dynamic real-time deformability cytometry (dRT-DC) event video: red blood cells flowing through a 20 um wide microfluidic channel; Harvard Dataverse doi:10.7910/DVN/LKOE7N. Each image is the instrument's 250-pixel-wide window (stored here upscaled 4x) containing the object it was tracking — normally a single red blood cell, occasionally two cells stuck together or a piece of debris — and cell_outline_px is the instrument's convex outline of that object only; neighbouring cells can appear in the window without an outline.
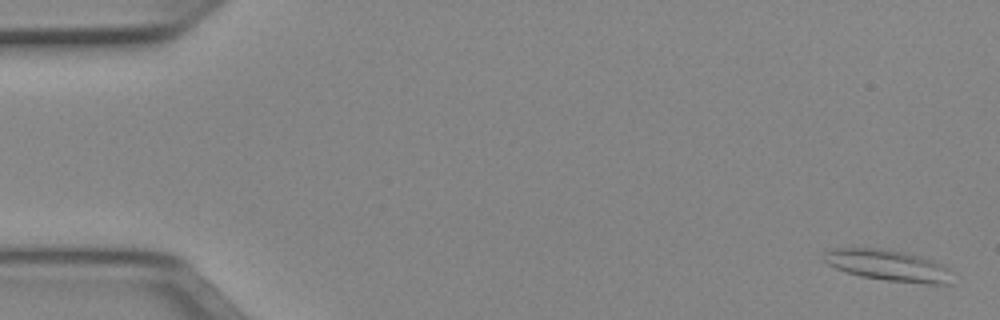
{"species": "Egyptian fruit bat (a non-hibernating species)", "species_latin": "Rousettus aegyptiacus", "temperature_condition": "cold", "stored_images_in_passage": 52, "camera_frame_rate_fps": 3000, "um_per_image_px": 0.085, "animal": {"sex": "female"}, "frame": {"image": 1, "passage_image": 2, "time_ms": 0.333, "image_size_px": [1000, 320], "cell_outline_px": [[948, 284], [928, 284], [884, 280], [860, 276], [836, 268], [828, 264], [824, 260], [824, 252], [836, 248], [880, 248], [908, 252], [932, 260], [948, 268]], "centroid_in_image_um": [75.45, 22.55], "position_along_channel_um": 9.5, "area_um2": 23.0}}
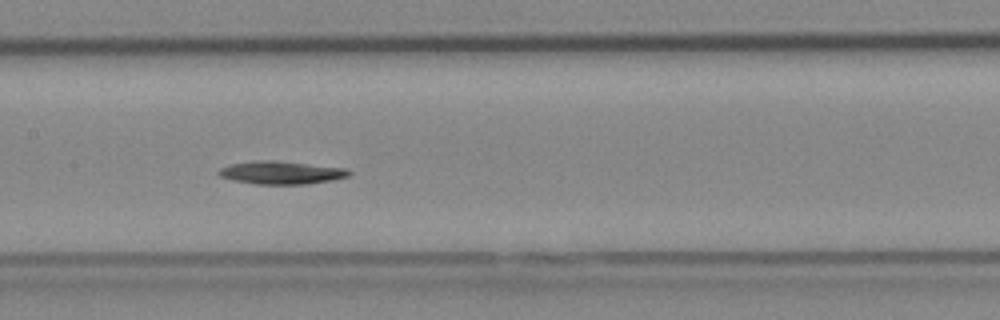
{"frame": {"image": 2, "passage_image": 26, "time_ms": 8.333, "image_size_px": [1000, 320], "cell_outline_px": [[352, 176], [332, 180], [304, 184], [256, 184], [232, 180], [220, 176], [216, 172], [220, 168], [228, 164], [252, 160], [272, 160], [348, 168], [352, 172]], "centroid_in_image_um": [23.9, 14.66], "position_along_channel_um": 183.5, "area_um2": 17.69}}
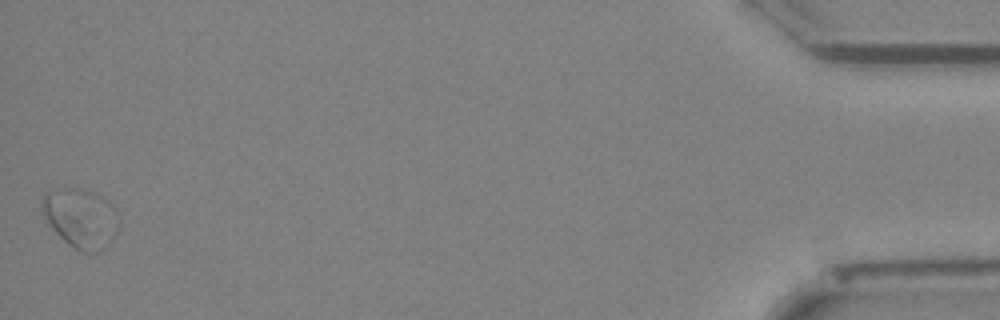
{"frame": {"image": 3, "passage_image": 52, "time_ms": 17.0, "image_size_px": [1000, 320], "cell_outline_px": [[120, 228], [108, 244], [100, 252], [80, 252], [68, 244], [48, 224], [40, 212], [40, 200], [44, 192], [56, 188], [80, 188], [96, 192], [104, 196], [120, 212]], "centroid_in_image_um": [6.88, 18.5], "position_along_channel_um": 428.3, "area_um2": 27.63}, "authors_computed_cell_mechanics": {"area_um2": 17.3978, "velocity_mm_per_s": 3.8876, "shape_relaxation_time_tau1_ms": 4.5741, "shape_relaxation_time_tau2_ms": null, "deformation_change_tau1": 0.1251, "deformation_change_tau2": null}}